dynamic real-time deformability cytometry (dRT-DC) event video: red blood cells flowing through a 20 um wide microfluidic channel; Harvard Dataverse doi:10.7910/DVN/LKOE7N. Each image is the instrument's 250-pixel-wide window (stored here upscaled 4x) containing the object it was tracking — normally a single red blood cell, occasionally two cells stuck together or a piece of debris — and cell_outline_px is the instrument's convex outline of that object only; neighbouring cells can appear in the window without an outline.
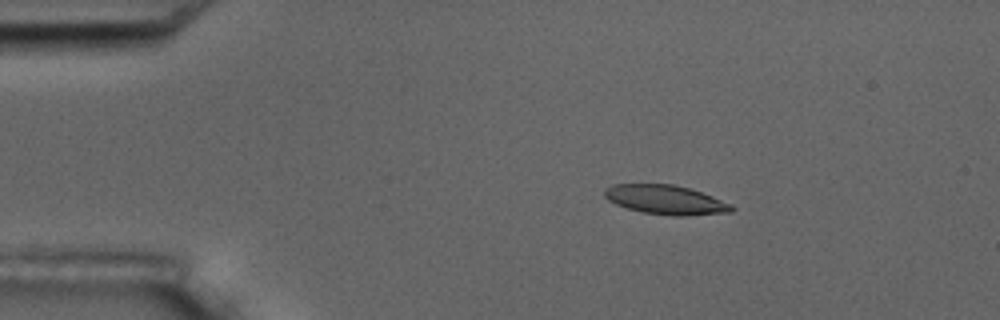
{"species": "common noctule bat (a hibernating species)", "species_latin": "Nyctalus noctula", "temperature_condition": "room temperature", "stored_images_in_passage": 4, "camera_frame_rate_fps": 3000, "um_per_image_px": 0.085, "animal": {"sex": "male", "body_mass_g": 17.5, "forearm_length_mm": 52.3}, "frame": {"image": 1, "passage_image": 2, "time_ms": 1.333, "image_size_px": [1000, 320], "cell_outline_px": [[736, 208], [732, 212], [684, 216], [672, 216], [644, 212], [628, 208], [616, 204], [608, 200], [604, 196], [604, 188], [612, 184], [672, 184], [688, 188], [712, 196], [732, 204]], "centroid_in_image_um": [56.59, 16.98], "position_along_channel_um": 28.4, "area_um2": 21.68}}
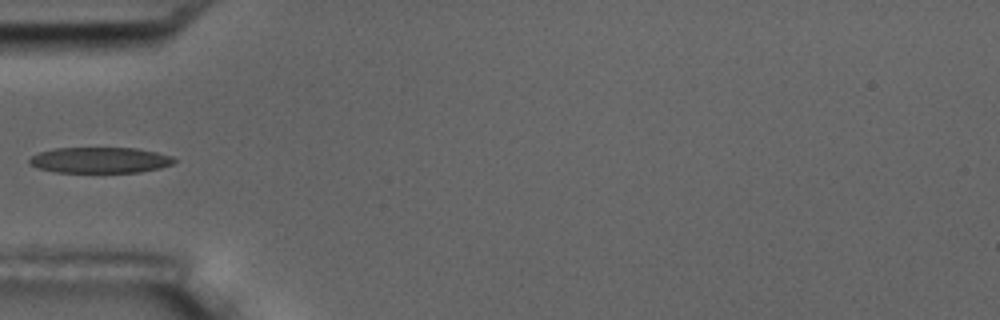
{"frame": {"image": 2, "passage_image": 4, "time_ms": 4.333, "image_size_px": [1000, 320], "cell_outline_px": [[176, 160], [172, 164], [160, 168], [140, 172], [56, 172], [40, 168], [28, 164], [28, 160], [32, 156], [40, 152], [56, 148], [136, 148], [156, 152], [172, 156]], "centroid_in_image_um": [8.51, 13.61], "position_along_channel_um": 76.5, "area_um2": 21.68}}